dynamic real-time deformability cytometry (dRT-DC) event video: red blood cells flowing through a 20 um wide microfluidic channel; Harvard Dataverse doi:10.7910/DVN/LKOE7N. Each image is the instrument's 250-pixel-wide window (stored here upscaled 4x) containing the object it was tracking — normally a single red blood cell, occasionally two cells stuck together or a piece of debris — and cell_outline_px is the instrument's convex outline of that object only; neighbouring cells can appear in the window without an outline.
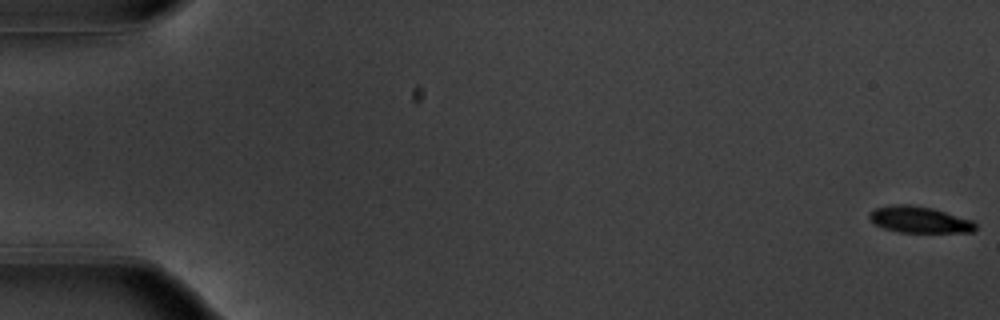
{"species": "common noctule bat (a hibernating species)", "species_latin": "Nyctalus noctula", "temperature_condition": "warm", "stored_images_in_passage": 55, "camera_frame_rate_fps": 3000, "um_per_image_px": 0.085, "animal": {"sex": "male", "body_mass_g": 20.1, "forearm_length_mm": 53.5}, "frame": {"image": 1, "passage_image": 1, "time_ms": 0.0, "image_size_px": [1000, 320], "cell_outline_px": [[976, 228], [972, 232], [900, 232], [884, 228], [876, 224], [868, 216], [868, 212], [876, 208], [892, 204], [912, 204], [932, 208], [972, 220], [976, 224]], "centroid_in_image_um": [78.13, 18.66], "position_along_channel_um": 6.9, "area_um2": 16.24}}
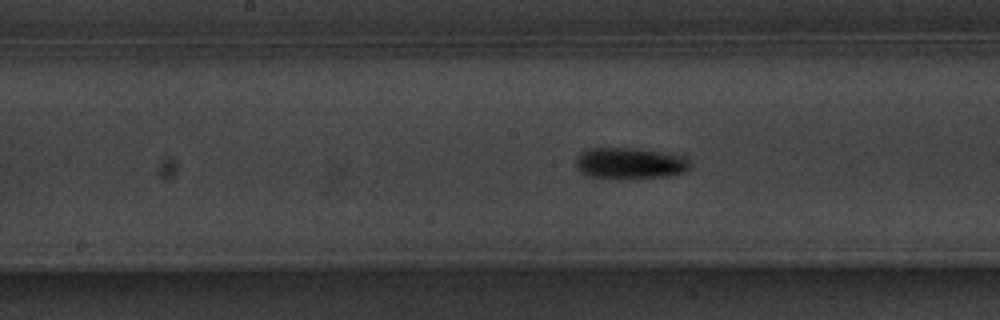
{"frame": {"image": 2, "passage_image": 29, "time_ms": 9.333, "image_size_px": [1000, 320], "cell_outline_px": [[692, 168], [684, 172], [668, 176], [588, 176], [580, 172], [576, 168], [576, 160], [580, 152], [588, 148], [636, 148], [668, 152], [684, 156], [692, 160]], "centroid_in_image_um": [53.61, 13.82], "position_along_channel_um": 194.6, "area_um2": 20.52}}
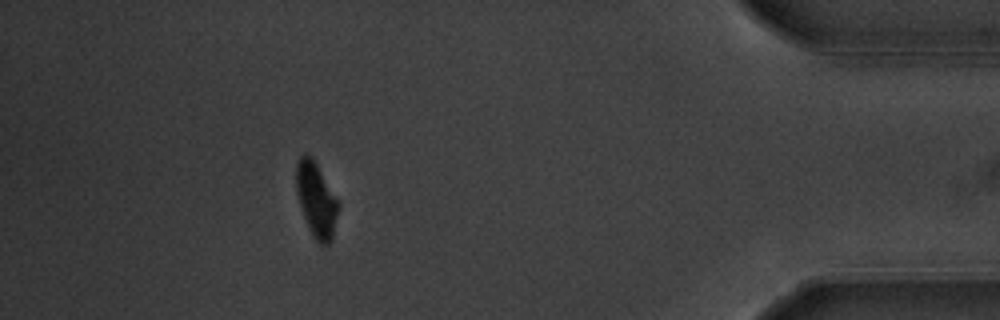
{"frame": {"image": 3, "passage_image": 50, "time_ms": 16.333, "image_size_px": [1000, 320], "cell_outline_px": [[340, 208], [332, 240], [328, 244], [320, 244], [316, 240], [308, 228], [296, 192], [296, 164], [300, 156], [312, 156], [340, 200]], "centroid_in_image_um": [26.93, 16.98], "position_along_channel_um": 408.3, "area_um2": 18.61}, "authors_computed_cell_mechanics": {"area_um2": 18.2648, "velocity_mm_per_s": 3.7437, "shape_relaxation_time_tau1_ms": 2.9658, "shape_relaxation_time_tau2_ms": null, "deformation_change_tau1": 0.141, "deformation_change_tau2": null}}